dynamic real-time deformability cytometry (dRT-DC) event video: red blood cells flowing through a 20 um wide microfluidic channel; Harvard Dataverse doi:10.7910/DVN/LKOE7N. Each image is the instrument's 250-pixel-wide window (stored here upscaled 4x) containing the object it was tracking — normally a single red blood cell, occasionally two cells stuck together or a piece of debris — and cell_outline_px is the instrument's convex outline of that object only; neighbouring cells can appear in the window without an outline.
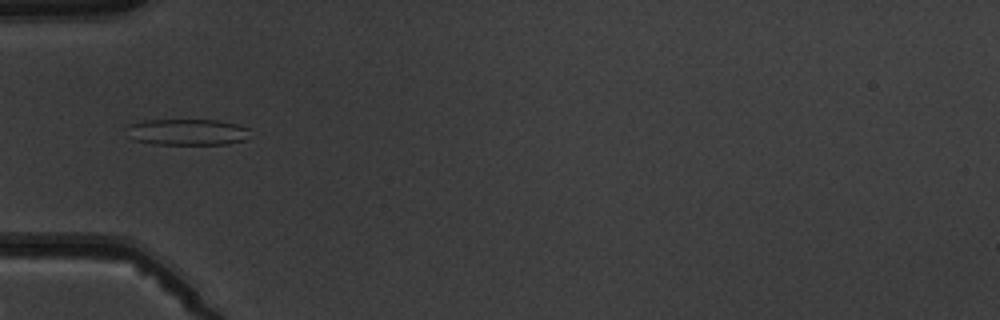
{"species": "common noctule bat (a hibernating species)", "species_latin": "Nyctalus noctula", "temperature_condition": "warm", "stored_images_in_passage": 6, "camera_frame_rate_fps": 3000, "um_per_image_px": 0.085, "animal": {"sex": "male", "body_mass_g": 19.5, "forearm_length_mm": 54.6}, "frame": {"image": 1, "passage_image": 6, "time_ms": 5.667, "image_size_px": [1000, 320], "cell_outline_px": [[248, 128], [244, 140], [228, 144], [152, 144], [136, 140], [124, 128], [128, 124], [148, 120], [220, 120], [236, 124]], "centroid_in_image_um": [15.88, 11.22], "position_along_channel_um": 69.1, "area_um2": 18.67}}